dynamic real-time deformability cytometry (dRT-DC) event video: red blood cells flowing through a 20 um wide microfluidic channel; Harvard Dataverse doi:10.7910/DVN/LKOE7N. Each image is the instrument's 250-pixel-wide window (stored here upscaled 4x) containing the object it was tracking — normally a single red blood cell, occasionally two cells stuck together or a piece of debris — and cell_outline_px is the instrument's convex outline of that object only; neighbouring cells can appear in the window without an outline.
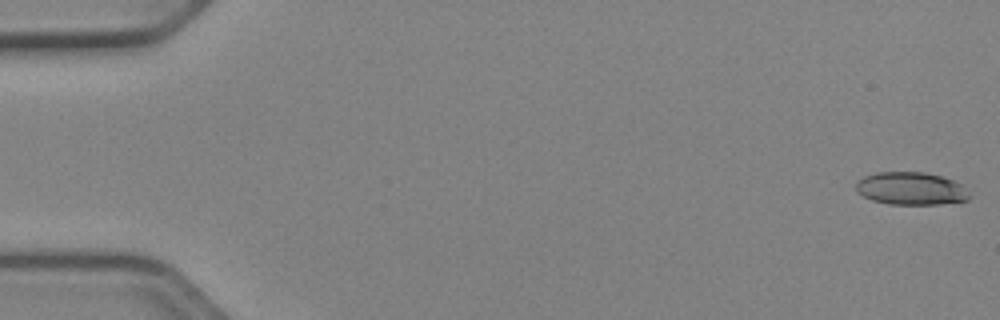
{"species": "Egyptian fruit bat (a non-hibernating species)", "species_latin": "Rousettus aegyptiacus", "temperature_condition": "cold", "stored_images_in_passage": 52, "camera_frame_rate_fps": 3000, "um_per_image_px": 0.085, "animal": {"sex": "female"}, "frame": {"image": 1, "passage_image": 1, "time_ms": 0.0, "image_size_px": [1000, 320], "cell_outline_px": [[972, 196], [968, 200], [940, 204], [888, 204], [872, 200], [856, 192], [856, 180], [864, 176], [876, 172], [924, 172], [940, 176], [952, 180], [960, 184]], "centroid_in_image_um": [77.4, 16.03], "position_along_channel_um": 7.6, "area_um2": 21.68}}
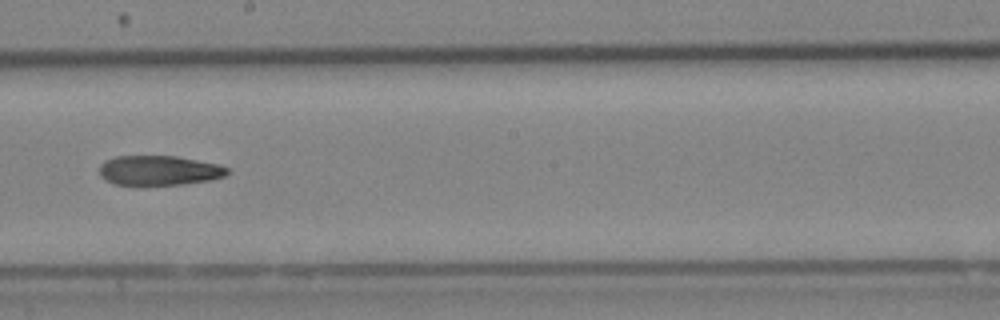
{"frame": {"image": 2, "passage_image": 30, "time_ms": 9.667, "image_size_px": [1000, 320], "cell_outline_px": [[228, 172], [224, 176], [212, 180], [184, 184], [140, 188], [116, 184], [104, 180], [100, 176], [100, 164], [104, 160], [116, 156], [176, 156], [220, 164], [228, 168]], "centroid_in_image_um": [13.48, 14.53], "position_along_channel_um": 234.7, "area_um2": 23.12}}
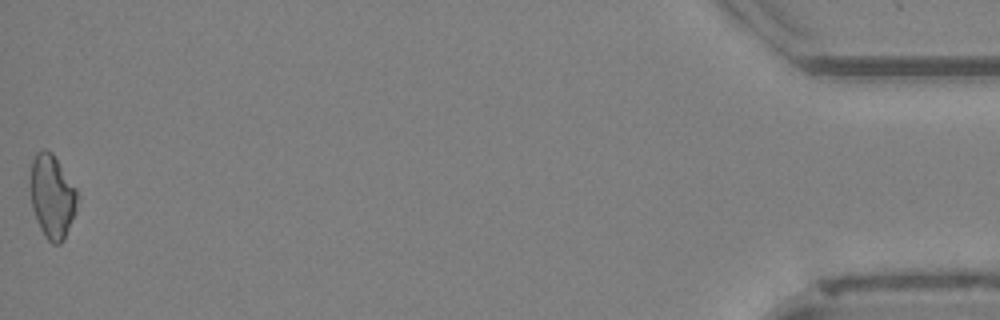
{"frame": {"image": 3, "passage_image": 52, "time_ms": 17.0, "image_size_px": [1000, 320], "cell_outline_px": [[80, 196], [76, 212], [64, 240], [60, 244], [52, 244], [44, 236], [36, 220], [32, 208], [32, 160], [36, 152], [44, 148], [52, 152], [76, 188]], "centroid_in_image_um": [4.48, 16.73], "position_along_channel_um": 430.7, "area_um2": 22.95}}